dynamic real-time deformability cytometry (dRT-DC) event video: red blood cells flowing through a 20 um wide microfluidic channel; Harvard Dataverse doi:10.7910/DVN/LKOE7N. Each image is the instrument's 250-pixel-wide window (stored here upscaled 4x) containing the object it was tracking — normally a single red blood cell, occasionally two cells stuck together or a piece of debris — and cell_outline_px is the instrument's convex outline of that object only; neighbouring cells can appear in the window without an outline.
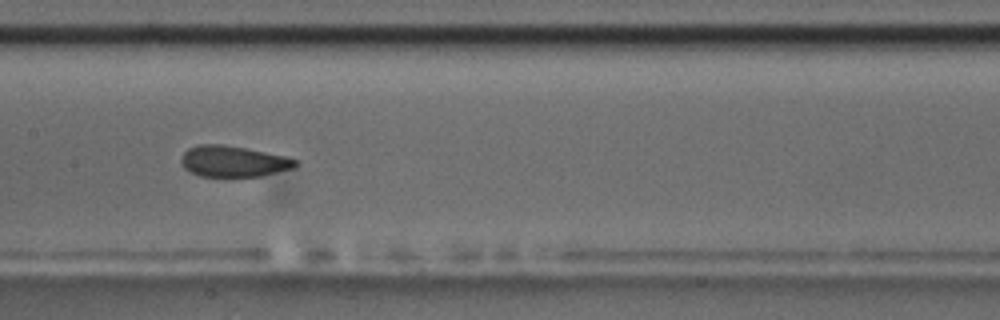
{"species": "common noctule bat (a hibernating species)", "species_latin": "Nyctalus noctula", "temperature_condition": "room temperature", "stored_images_in_passage": 42, "camera_frame_rate_fps": 3000, "um_per_image_px": 0.085, "animal": {"sex": "male", "body_mass_g": 17.5, "forearm_length_mm": 52.3}, "frame": {"image": 1, "passage_image": 19, "time_ms": 6.0, "image_size_px": [1000, 320], "cell_outline_px": [[296, 164], [292, 168], [260, 176], [200, 176], [184, 168], [180, 160], [180, 156], [188, 148], [200, 144], [220, 144], [244, 148], [284, 156], [296, 160]], "centroid_in_image_um": [19.76, 13.71], "position_along_channel_um": 187.6, "area_um2": 20.29}, "authors_computed_cell_mechanics": {"area_um2": 21.2704, "velocity_mm_per_s": 3.7365, "shape_relaxation_time_tau1_ms": 4.8921, "shape_relaxation_time_tau2_ms": 1.6053, "deformation_change_tau1": 0.1112, "deformation_change_tau2": 0.0605}}